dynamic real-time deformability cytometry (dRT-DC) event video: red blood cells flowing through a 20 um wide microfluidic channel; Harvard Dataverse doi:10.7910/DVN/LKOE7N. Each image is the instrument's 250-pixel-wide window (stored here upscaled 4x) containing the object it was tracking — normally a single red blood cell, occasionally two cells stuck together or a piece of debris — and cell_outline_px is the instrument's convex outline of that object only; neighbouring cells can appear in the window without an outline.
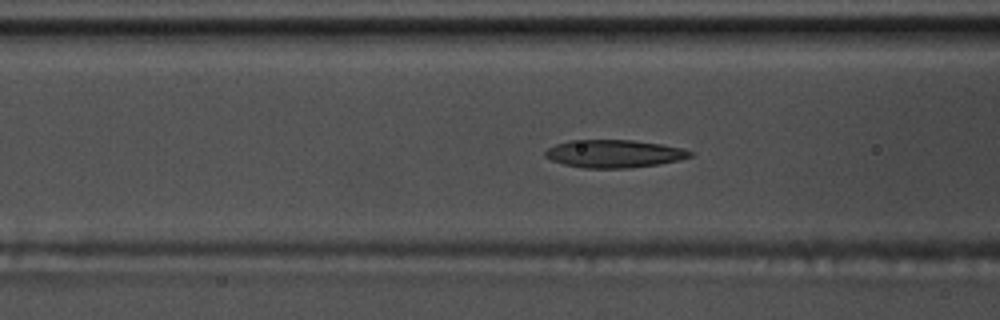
{"species": "common noctule bat (a hibernating species)", "species_latin": "Nyctalus noctula", "temperature_condition": "warm", "stored_images_in_passage": 55, "camera_frame_rate_fps": 3000, "um_per_image_px": 0.085, "animal": {"sex": "male", "body_mass_g": 17.5, "forearm_length_mm": 52.3}, "frame": {"image": 1, "passage_image": 22, "time_ms": 7.0, "image_size_px": [1000, 320], "cell_outline_px": [[692, 156], [680, 160], [632, 168], [584, 168], [564, 164], [552, 160], [544, 156], [544, 152], [548, 148], [556, 144], [568, 140], [632, 140], [660, 144], [680, 148], [692, 152]], "centroid_in_image_um": [52.16, 13.06], "position_along_channel_um": 114.4, "area_um2": 23.35}}
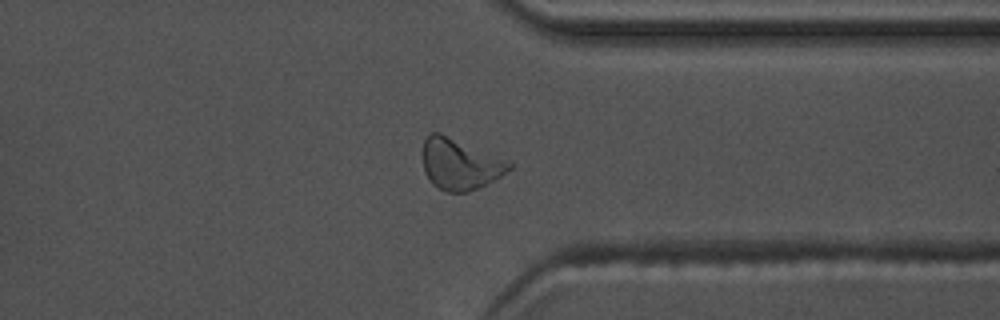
{"frame": {"image": 2, "passage_image": 43, "time_ms": 14.0, "image_size_px": [1000, 320], "cell_outline_px": [[512, 168], [500, 176], [468, 192], [448, 192], [432, 184], [424, 172], [420, 156], [424, 140], [432, 132], [440, 132], [508, 160], [512, 164]], "centroid_in_image_um": [39.03, 13.93], "position_along_channel_um": 372.4, "area_um2": 25.78}}
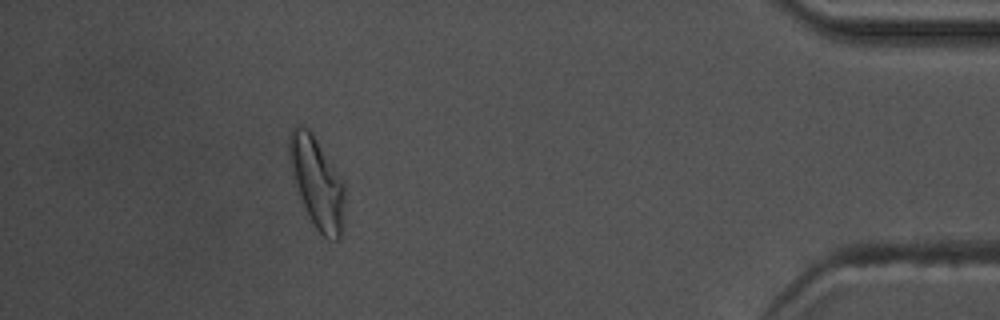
{"frame": {"image": 3, "passage_image": 50, "time_ms": 16.333, "image_size_px": [1000, 320], "cell_outline_px": [[344, 220], [340, 236], [336, 240], [332, 240], [316, 232], [304, 208], [288, 160], [288, 136], [292, 128], [300, 124], [308, 128], [316, 140], [344, 184]], "centroid_in_image_um": [26.92, 15.55], "position_along_channel_um": 408.3, "area_um2": 29.13}, "authors_computed_cell_mechanics": {"area_um2": 23.8714, "velocity_mm_per_s": 3.7153, "shape_relaxation_time_tau1_ms": 10.803, "shape_relaxation_time_tau2_ms": 2.64, "deformation_change_tau1": 0.2601, "deformation_change_tau2": 0.1061}}